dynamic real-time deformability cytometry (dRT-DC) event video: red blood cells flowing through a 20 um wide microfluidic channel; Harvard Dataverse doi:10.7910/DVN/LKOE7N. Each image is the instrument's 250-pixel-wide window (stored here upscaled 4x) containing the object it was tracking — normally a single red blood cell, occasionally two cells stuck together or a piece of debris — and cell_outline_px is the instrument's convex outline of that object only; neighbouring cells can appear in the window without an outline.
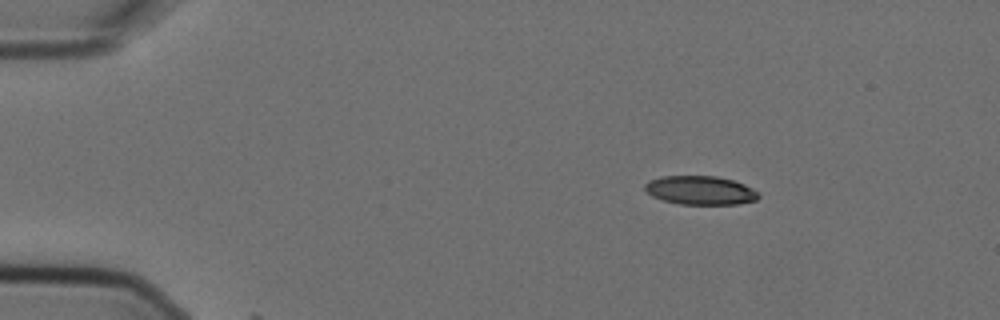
{"species": "Egyptian fruit bat (a non-hibernating species)", "species_latin": "Rousettus aegyptiacus", "temperature_condition": "cold", "stored_images_in_passage": 13, "camera_frame_rate_fps": 3000, "um_per_image_px": 0.085, "animal": {"sex": "female"}, "frame": {"image": 1, "passage_image": 2, "time_ms": 0.333, "image_size_px": [1000, 320], "cell_outline_px": [[760, 196], [756, 200], [736, 204], [680, 204], [664, 200], [652, 196], [644, 188], [644, 184], [648, 180], [660, 176], [716, 176], [732, 180], [744, 184], [760, 192]], "centroid_in_image_um": [59.53, 16.17], "position_along_channel_um": 25.5, "area_um2": 19.07}}
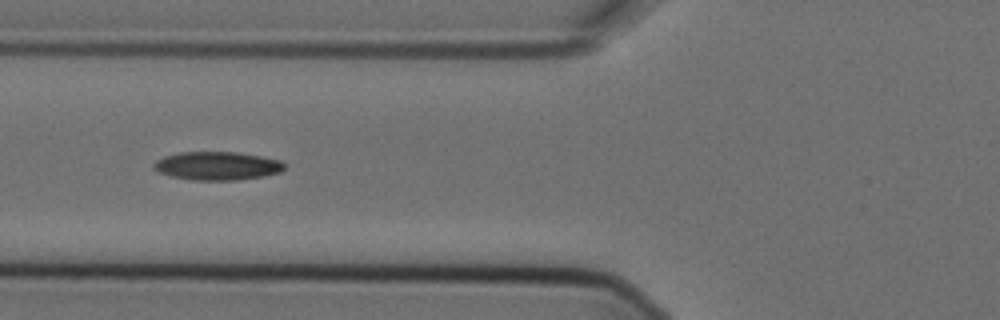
{"frame": {"image": 2, "passage_image": 5, "time_ms": 1.333, "image_size_px": [1000, 320], "cell_outline_px": [[284, 168], [280, 172], [264, 176], [236, 180], [192, 180], [172, 176], [160, 172], [152, 168], [152, 164], [156, 160], [164, 156], [180, 152], [236, 152], [260, 156], [280, 160], [284, 164]], "centroid_in_image_um": [18.44, 14.09], "position_along_channel_um": 107.4, "area_um2": 21.56}}
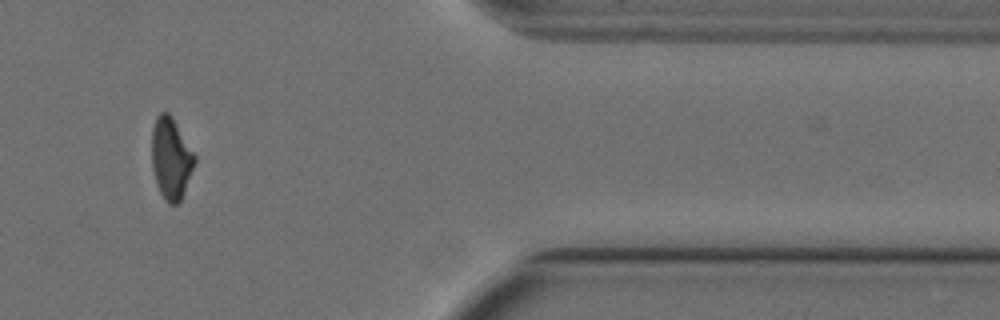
{"frame": {"image": 3, "passage_image": 12, "time_ms": 3.667, "image_size_px": [1000, 320], "cell_outline_px": [[196, 160], [184, 192], [180, 200], [176, 204], [168, 204], [164, 200], [156, 184], [152, 168], [152, 128], [156, 116], [160, 112], [168, 112], [172, 116], [196, 156]], "centroid_in_image_um": [14.52, 13.45], "position_along_channel_um": 396.9, "area_um2": 20.4}}